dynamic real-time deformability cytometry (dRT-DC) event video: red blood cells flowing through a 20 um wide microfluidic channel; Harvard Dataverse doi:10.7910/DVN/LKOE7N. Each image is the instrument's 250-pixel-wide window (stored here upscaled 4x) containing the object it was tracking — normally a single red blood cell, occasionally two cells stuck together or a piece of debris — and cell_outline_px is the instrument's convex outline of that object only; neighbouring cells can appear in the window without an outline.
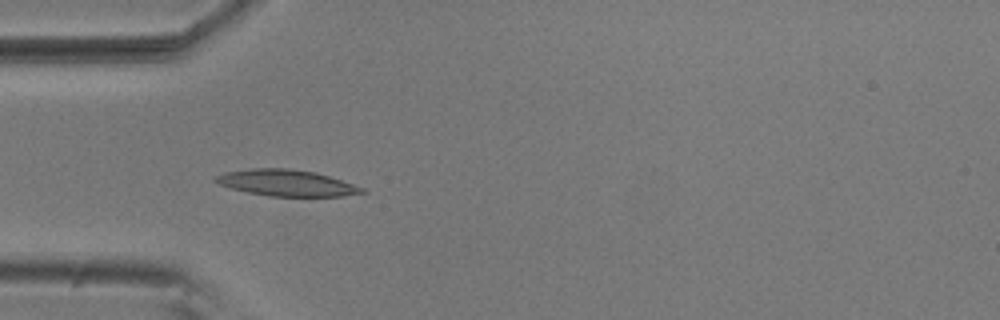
{"species": "common noctule bat (a hibernating species)", "species_latin": "Nyctalus noctula", "temperature_condition": "room temperature", "stored_images_in_passage": 5, "camera_frame_rate_fps": 3000, "um_per_image_px": 0.085, "animal": {"sex": "male", "body_mass_g": 20.5, "forearm_length_mm": 52.5}, "frame": {"image": 1, "passage_image": 4, "time_ms": 1.0, "image_size_px": [1000, 320], "cell_outline_px": [[368, 192], [344, 196], [268, 196], [248, 192], [232, 188], [220, 184], [212, 180], [216, 176], [224, 172], [252, 168], [288, 168], [316, 172], [364, 188]], "centroid_in_image_um": [24.35, 15.54], "position_along_channel_um": 60.7, "area_um2": 22.31}}
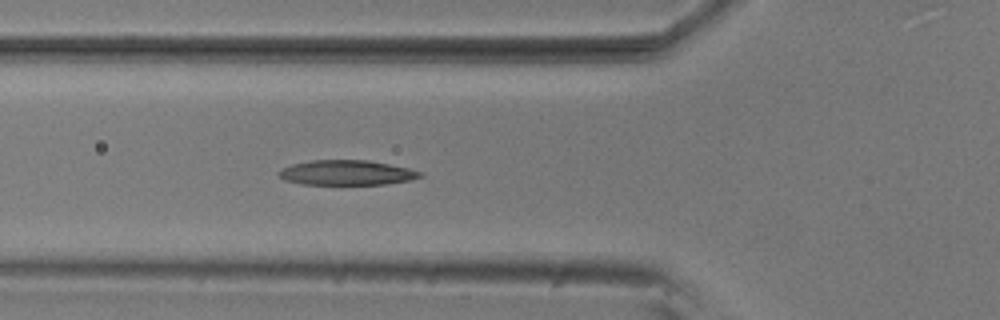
{"frame": {"image": 2, "passage_image": 5, "time_ms": 1.333, "image_size_px": [1000, 320], "cell_outline_px": [[424, 176], [412, 180], [384, 184], [304, 184], [284, 180], [276, 172], [292, 164], [312, 160], [368, 160], [408, 168], [424, 172]], "centroid_in_image_um": [29.51, 14.68], "position_along_channel_um": 96.3, "area_um2": 20.46}}